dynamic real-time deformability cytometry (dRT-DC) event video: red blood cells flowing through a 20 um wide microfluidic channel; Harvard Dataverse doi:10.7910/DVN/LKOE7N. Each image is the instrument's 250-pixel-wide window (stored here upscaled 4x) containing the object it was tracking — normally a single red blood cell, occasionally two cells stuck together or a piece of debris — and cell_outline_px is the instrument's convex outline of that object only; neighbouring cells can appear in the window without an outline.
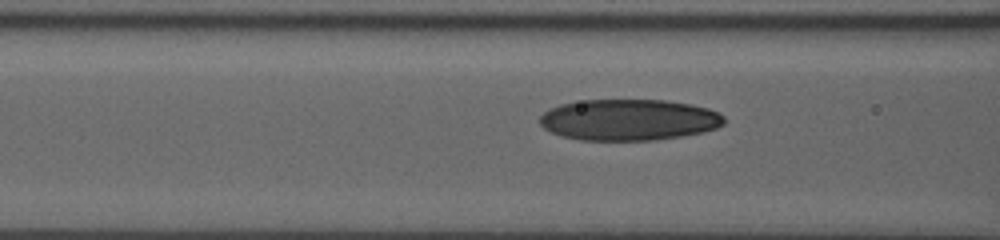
{"species": "human", "species_latin": "Homo sapiens", "temperature_condition": "room temperature", "stored_images_in_passage": 32, "camera_frame_rate_fps": 3000, "um_per_image_px": 0.085, "donor": {"sex": "male"}, "frame": {"image": 1, "passage_image": 10, "time_ms": 3.0, "image_size_px": [1000, 240], "cell_outline_px": [[724, 124], [716, 128], [704, 132], [680, 136], [652, 140], [580, 140], [560, 136], [544, 128], [540, 124], [540, 116], [544, 112], [560, 104], [584, 100], [664, 100], [692, 104], [708, 108], [720, 112], [724, 116]], "centroid_in_image_um": [53.47, 10.18], "position_along_channel_um": 113.1, "area_um2": 44.39}}
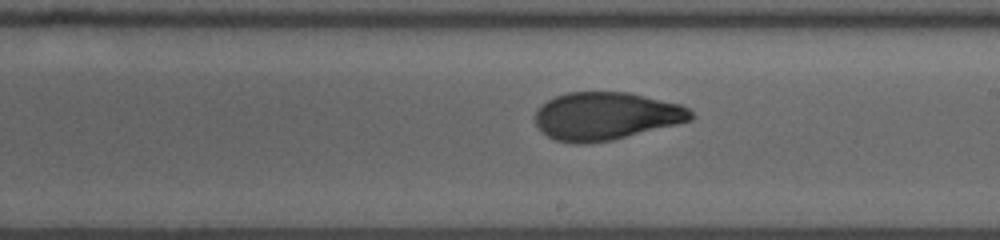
{"frame": {"image": 2, "passage_image": 20, "time_ms": 6.333, "image_size_px": [1000, 240], "cell_outline_px": [[692, 120], [612, 140], [588, 144], [576, 144], [556, 140], [540, 132], [536, 124], [536, 112], [548, 100], [556, 96], [568, 92], [628, 92], [680, 104], [688, 108], [692, 112]], "centroid_in_image_um": [51.49, 9.87], "position_along_channel_um": 237.5, "area_um2": 43.18}}
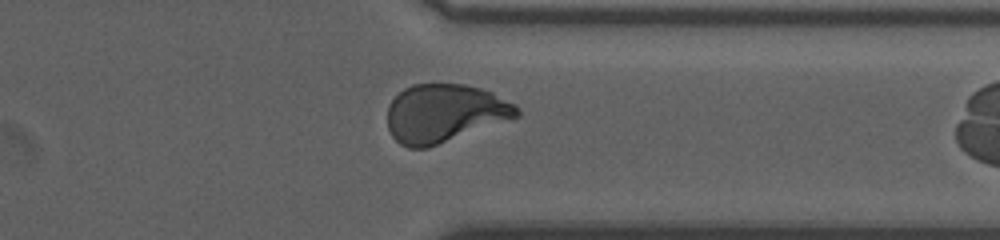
{"frame": {"image": 3, "passage_image": 31, "time_ms": 10.0, "image_size_px": [1000, 240], "cell_outline_px": [[520, 116], [428, 148], [408, 148], [400, 144], [392, 136], [388, 128], [388, 104], [404, 88], [412, 84], [464, 84], [480, 88], [492, 92], [516, 104], [520, 112]], "centroid_in_image_um": [37.79, 9.63], "position_along_channel_um": 373.6, "area_um2": 43.99}}